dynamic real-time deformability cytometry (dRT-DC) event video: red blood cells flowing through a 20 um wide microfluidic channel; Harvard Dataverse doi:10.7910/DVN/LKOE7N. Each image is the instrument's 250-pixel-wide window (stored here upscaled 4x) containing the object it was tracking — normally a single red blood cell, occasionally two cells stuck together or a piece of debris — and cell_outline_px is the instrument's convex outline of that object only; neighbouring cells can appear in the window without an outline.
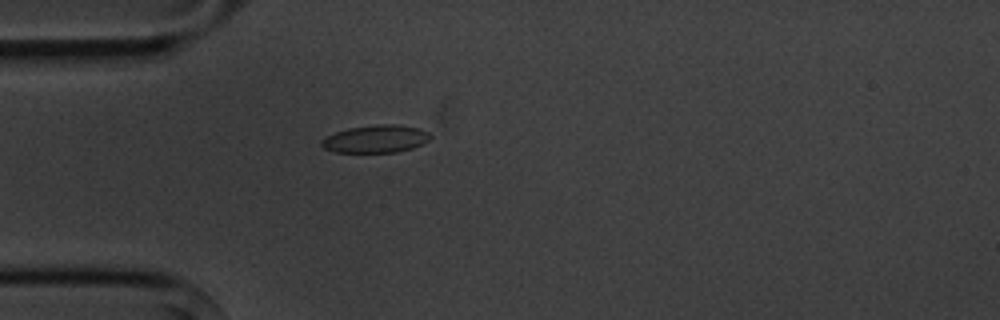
{"species": "common noctule bat (a hibernating species)", "species_latin": "Nyctalus noctula", "temperature_condition": "cold", "stored_images_in_passage": 4, "camera_frame_rate_fps": 3000, "um_per_image_px": 0.085, "animal": {"sex": "male", "body_mass_g": 20.1, "forearm_length_mm": 53.5}, "frame": {"image": 1, "passage_image": 4, "time_ms": 3.333, "image_size_px": [1000, 320], "cell_outline_px": [[432, 136], [428, 140], [412, 148], [396, 152], [336, 152], [324, 148], [320, 144], [320, 140], [324, 136], [348, 128], [376, 124], [392, 124], [420, 128], [428, 132]], "centroid_in_image_um": [31.9, 11.8], "position_along_channel_um": 53.1, "area_um2": 17.51}}